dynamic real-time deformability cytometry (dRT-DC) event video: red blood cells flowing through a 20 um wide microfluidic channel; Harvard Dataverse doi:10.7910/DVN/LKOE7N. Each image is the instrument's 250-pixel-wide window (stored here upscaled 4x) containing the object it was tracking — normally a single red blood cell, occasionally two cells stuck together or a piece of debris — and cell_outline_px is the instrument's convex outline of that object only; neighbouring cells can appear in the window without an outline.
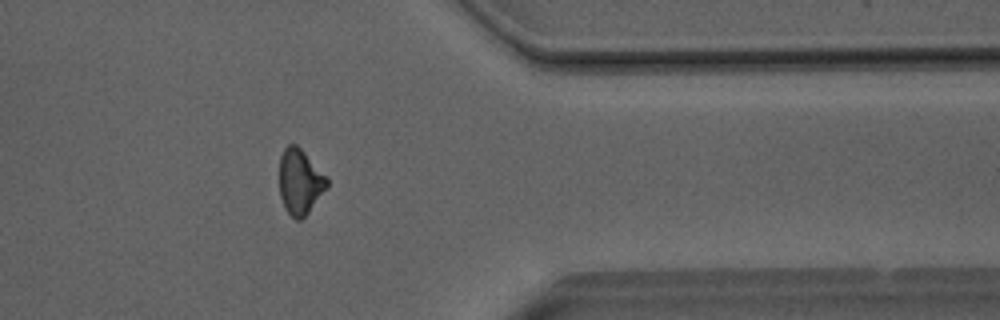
{"species": "Egyptian fruit bat (a non-hibernating species)", "species_latin": "Rousettus aegyptiacus", "temperature_condition": "room temperature", "stored_images_in_passage": 43, "camera_frame_rate_fps": 3000, "um_per_image_px": 0.085, "animal": {"sex": "male"}, "frame": {"image": 1, "passage_image": 42, "time_ms": 13.667, "image_size_px": [1000, 320], "cell_outline_px": [[328, 188], [308, 212], [300, 220], [296, 220], [284, 208], [280, 196], [280, 156], [284, 148], [288, 144], [296, 144], [328, 176]], "centroid_in_image_um": [25.51, 15.44], "position_along_channel_um": 385.9, "area_um2": 18.21}}